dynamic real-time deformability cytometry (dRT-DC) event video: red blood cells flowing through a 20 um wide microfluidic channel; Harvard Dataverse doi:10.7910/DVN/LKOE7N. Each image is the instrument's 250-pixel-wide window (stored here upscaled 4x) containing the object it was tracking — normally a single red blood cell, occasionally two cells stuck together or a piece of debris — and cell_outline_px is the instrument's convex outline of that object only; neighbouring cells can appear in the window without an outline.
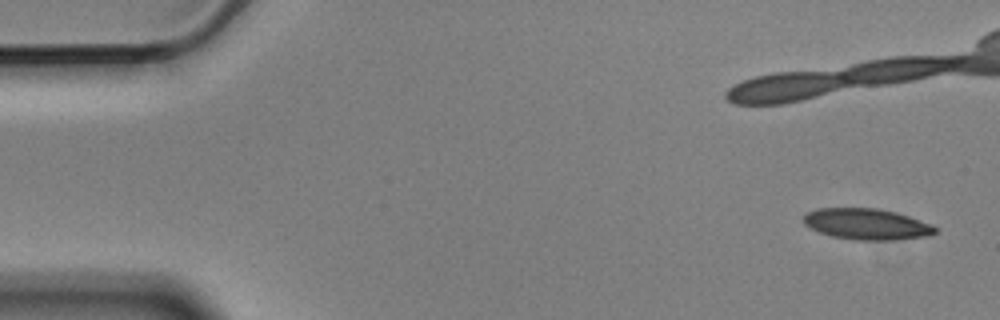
{"species": "Egyptian fruit bat (a non-hibernating species)", "species_latin": "Rousettus aegyptiacus", "temperature_condition": "cold", "stored_images_in_passage": 10, "camera_frame_rate_fps": 3000, "um_per_image_px": 0.085, "animal": {"sex": "male"}, "frame": {"image": 1, "passage_image": 1, "time_ms": 0.0, "image_size_px": [1000, 320], "cell_outline_px": [[936, 232], [928, 236], [892, 240], [856, 240], [832, 236], [820, 232], [804, 224], [804, 212], [816, 208], [876, 208], [896, 212], [932, 224], [936, 228]], "centroid_in_image_um": [73.66, 19.04], "position_along_channel_um": 11.3, "area_um2": 23.81}}
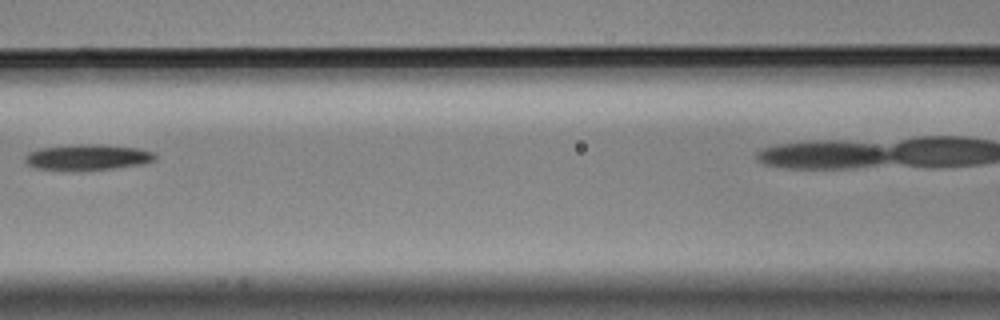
{"frame": {"image": 2, "passage_image": 7, "time_ms": 2.0, "image_size_px": [1000, 320], "cell_outline_px": [[156, 160], [144, 164], [116, 168], [72, 172], [36, 168], [28, 164], [24, 160], [24, 156], [28, 152], [40, 148], [72, 144], [100, 144], [140, 148], [156, 152]], "centroid_in_image_um": [7.46, 13.38], "position_along_channel_um": 159.1, "area_um2": 20.29}}
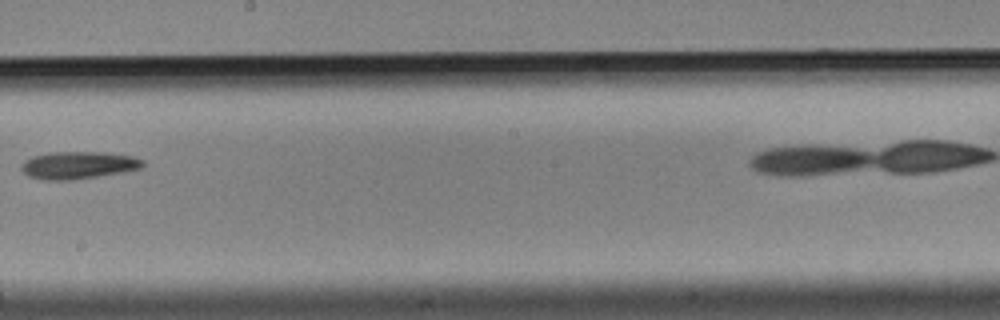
{"frame": {"image": 3, "passage_image": 9, "time_ms": 2.667, "image_size_px": [1000, 320], "cell_outline_px": [[144, 168], [72, 180], [44, 180], [28, 176], [20, 168], [20, 164], [24, 160], [32, 156], [48, 152], [104, 152], [132, 156], [144, 160]], "centroid_in_image_um": [6.62, 14.03], "position_along_channel_um": 241.6, "area_um2": 19.48}}